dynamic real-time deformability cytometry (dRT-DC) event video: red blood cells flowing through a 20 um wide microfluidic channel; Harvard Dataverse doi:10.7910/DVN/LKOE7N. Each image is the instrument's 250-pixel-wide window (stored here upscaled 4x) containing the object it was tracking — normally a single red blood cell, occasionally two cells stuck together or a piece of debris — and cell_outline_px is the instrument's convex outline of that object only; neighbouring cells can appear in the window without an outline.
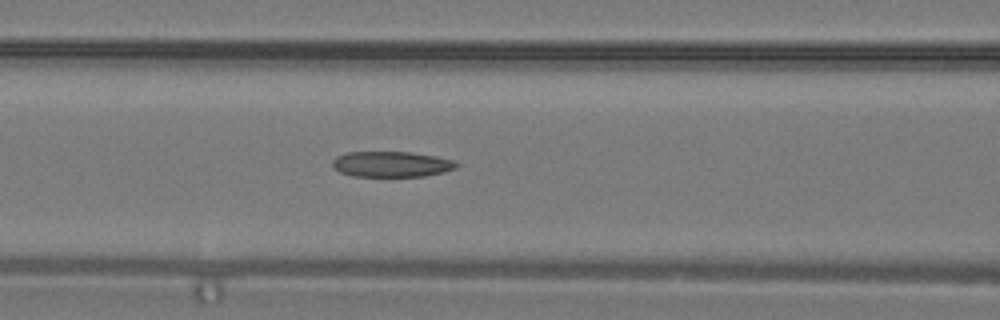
{"species": "common noctule bat (a hibernating species)", "species_latin": "Nyctalus noctula", "temperature_condition": "warm", "stored_images_in_passage": 31, "camera_frame_rate_fps": 3000, "um_per_image_px": 0.085, "animal": {"sex": "male", "body_mass_g": 19.2, "forearm_length_mm": 51.8}, "frame": {"image": 1, "passage_image": 15, "time_ms": 4.667, "image_size_px": [1000, 320], "cell_outline_px": [[460, 164], [456, 168], [444, 172], [424, 176], [352, 176], [340, 172], [332, 164], [332, 160], [336, 156], [348, 152], [412, 152], [436, 156], [452, 160]], "centroid_in_image_um": [33.29, 13.95], "position_along_channel_um": 133.3, "area_um2": 18.5}}
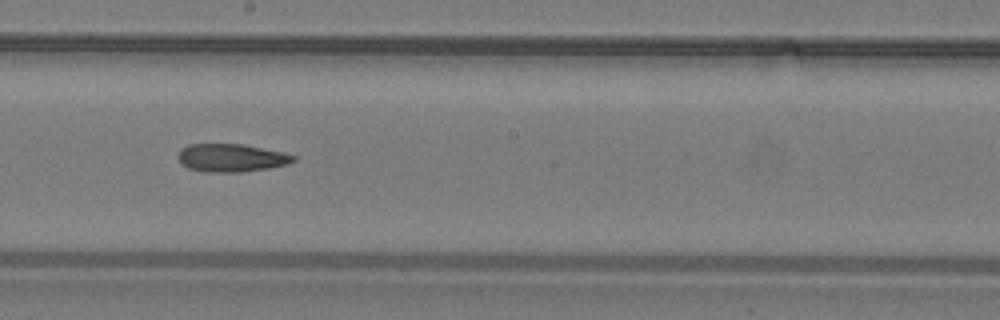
{"frame": {"image": 2, "passage_image": 20, "time_ms": 6.333, "image_size_px": [1000, 320], "cell_outline_px": [[296, 160], [288, 164], [268, 168], [240, 172], [204, 172], [188, 168], [180, 160], [180, 148], [188, 144], [244, 144], [284, 152], [296, 156]], "centroid_in_image_um": [19.7, 13.41], "position_along_channel_um": 228.5, "area_um2": 18.79}}
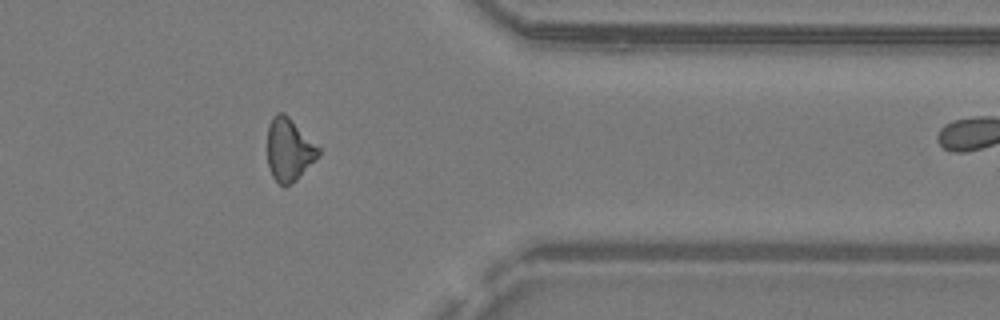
{"frame": {"image": 3, "passage_image": 29, "time_ms": 9.333, "image_size_px": [1000, 320], "cell_outline_px": [[320, 152], [296, 180], [284, 188], [272, 176], [268, 168], [268, 124], [272, 116], [276, 112], [284, 112], [320, 148]], "centroid_in_image_um": [24.53, 12.71], "position_along_channel_um": 386.9, "area_um2": 18.44}}